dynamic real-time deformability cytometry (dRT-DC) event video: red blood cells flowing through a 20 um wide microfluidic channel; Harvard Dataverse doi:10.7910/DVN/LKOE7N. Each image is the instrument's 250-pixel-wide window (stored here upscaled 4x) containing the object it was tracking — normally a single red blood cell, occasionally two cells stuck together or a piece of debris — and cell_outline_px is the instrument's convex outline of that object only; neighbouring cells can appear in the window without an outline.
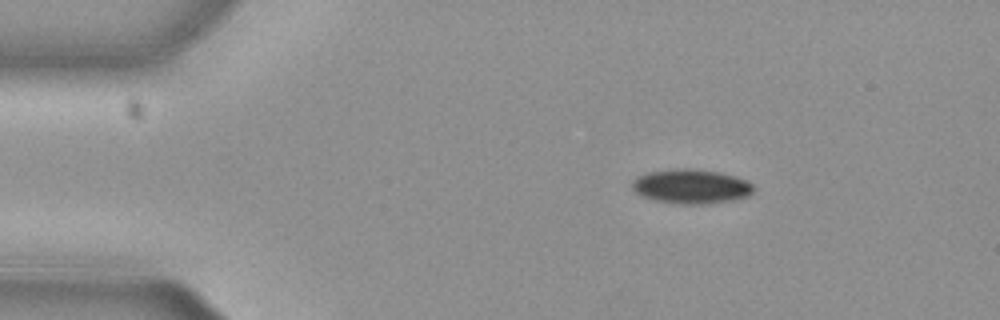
{"species": "common noctule bat (a hibernating species)", "species_latin": "Nyctalus noctula", "temperature_condition": "cold", "stored_images_in_passage": 46, "camera_frame_rate_fps": 3000, "um_per_image_px": 0.085, "animal": {"sex": "female", "body_mass_g": 29.2, "forearm_length_mm": 56.3}, "frame": {"image": 1, "passage_image": 1, "time_ms": 0.0, "image_size_px": [1000, 320], "cell_outline_px": [[756, 188], [748, 196], [732, 200], [700, 204], [688, 204], [656, 200], [644, 196], [636, 192], [632, 188], [632, 180], [636, 176], [648, 172], [676, 168], [688, 168], [720, 172], [736, 176], [748, 180]], "centroid_in_image_um": [58.77, 15.82], "position_along_channel_um": 26.2, "area_um2": 24.28}}
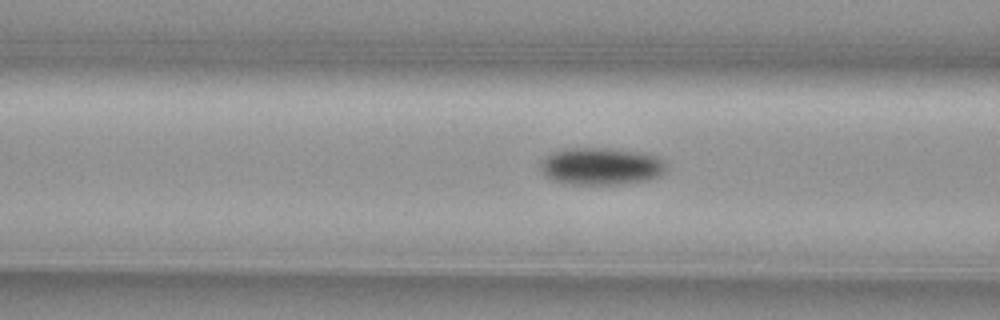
{"frame": {"image": 2, "passage_image": 13, "time_ms": 4.0, "image_size_px": [1000, 320], "cell_outline_px": [[668, 168], [660, 176], [652, 180], [624, 184], [568, 184], [552, 180], [544, 176], [540, 168], [540, 160], [544, 156], [552, 152], [564, 148], [604, 148], [644, 152], [656, 156], [664, 160]], "centroid_in_image_um": [51.1, 14.13], "position_along_channel_um": 115.5, "area_um2": 27.98}}
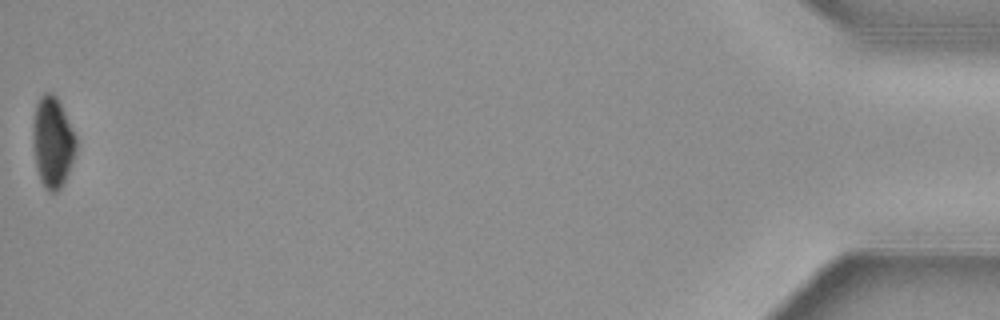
{"frame": {"image": 3, "passage_image": 46, "time_ms": 15.0, "image_size_px": [1000, 320], "cell_outline_px": [[76, 152], [64, 184], [56, 192], [48, 192], [44, 188], [40, 180], [36, 168], [32, 144], [32, 124], [36, 104], [40, 96], [44, 92], [52, 92], [56, 96], [76, 136]], "centroid_in_image_um": [4.45, 12.1], "position_along_channel_um": 430.8, "area_um2": 23.18}, "authors_computed_cell_mechanics": {"area_um2": 26.0678, "velocity_mm_per_s": 3.8263, "shape_relaxation_time_tau1_ms": 3.4338, "shape_relaxation_time_tau2_ms": null, "deformation_change_tau1": 0.0861, "deformation_change_tau2": null}}